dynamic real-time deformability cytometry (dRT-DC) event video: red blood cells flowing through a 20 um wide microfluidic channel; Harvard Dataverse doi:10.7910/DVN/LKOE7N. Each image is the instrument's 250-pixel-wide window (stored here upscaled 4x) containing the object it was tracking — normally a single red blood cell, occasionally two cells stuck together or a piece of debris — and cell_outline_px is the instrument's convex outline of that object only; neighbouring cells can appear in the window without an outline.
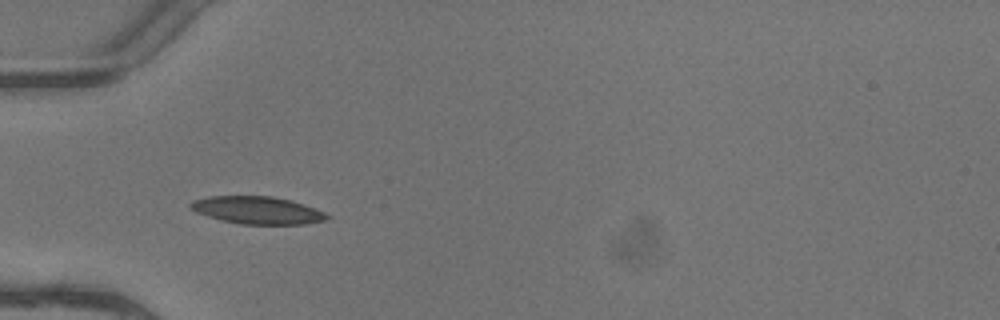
{"species": "common noctule bat (a hibernating species)", "species_latin": "Nyctalus noctula", "temperature_condition": "warm", "stored_images_in_passage": 5, "camera_frame_rate_fps": 3000, "um_per_image_px": 0.085, "animal": {"sex": "female"}, "frame": {"image": 1, "passage_image": 4, "time_ms": 1.0, "image_size_px": [1000, 320], "cell_outline_px": [[332, 216], [324, 220], [304, 224], [240, 224], [220, 220], [196, 212], [188, 208], [188, 204], [192, 200], [212, 196], [272, 196], [292, 200], [304, 204], [324, 212]], "centroid_in_image_um": [21.85, 17.86], "position_along_channel_um": 63.1, "area_um2": 21.96}}
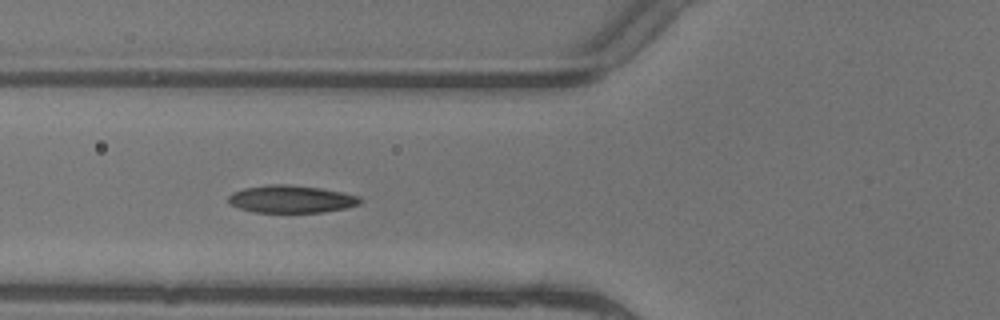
{"frame": {"image": 2, "passage_image": 5, "time_ms": 1.333, "image_size_px": [1000, 320], "cell_outline_px": [[364, 200], [360, 204], [348, 208], [324, 212], [252, 212], [240, 208], [232, 204], [228, 200], [228, 196], [232, 192], [244, 188], [272, 184], [288, 184], [320, 188], [360, 196]], "centroid_in_image_um": [24.79, 16.92], "position_along_channel_um": 101.0, "area_um2": 21.15}}